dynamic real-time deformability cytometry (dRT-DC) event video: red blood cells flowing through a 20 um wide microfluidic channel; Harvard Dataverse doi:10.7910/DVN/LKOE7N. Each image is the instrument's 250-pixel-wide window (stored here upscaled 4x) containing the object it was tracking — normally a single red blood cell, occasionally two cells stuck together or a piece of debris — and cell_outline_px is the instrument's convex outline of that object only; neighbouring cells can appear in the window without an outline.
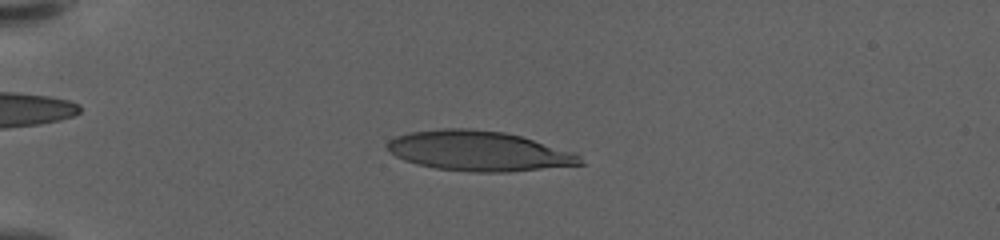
{"species": "human", "species_latin": "Homo sapiens", "temperature_condition": "warm", "stored_images_in_passage": 46, "camera_frame_rate_fps": 3000, "um_per_image_px": 0.085, "donor": {"sex": "female"}, "frame": {"image": 1, "passage_image": 4, "time_ms": 1.0, "image_size_px": [1000, 240], "cell_outline_px": [[584, 164], [508, 172], [472, 172], [436, 168], [404, 160], [388, 152], [384, 144], [388, 140], [396, 136], [412, 132], [444, 128], [468, 128], [504, 132], [520, 136], [572, 152], [580, 156]], "centroid_in_image_um": [40.64, 12.83], "position_along_channel_um": 44.4, "area_um2": 44.68}}
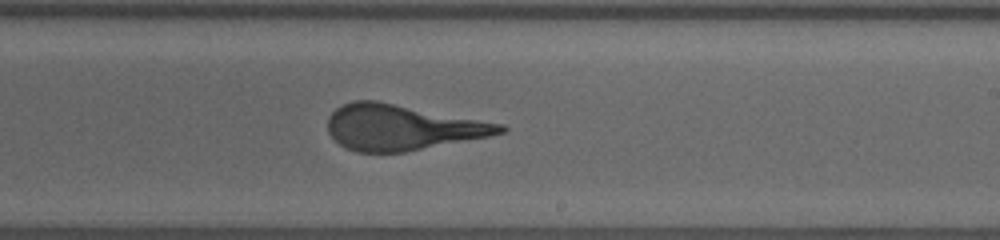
{"frame": {"image": 2, "passage_image": 25, "time_ms": 8.0, "image_size_px": [1000, 240], "cell_outline_px": [[508, 128], [504, 132], [488, 136], [404, 152], [356, 152], [344, 148], [328, 132], [328, 116], [336, 108], [352, 100], [376, 100], [504, 124]], "centroid_in_image_um": [34.14, 10.82], "position_along_channel_um": 254.9, "area_um2": 45.49}}
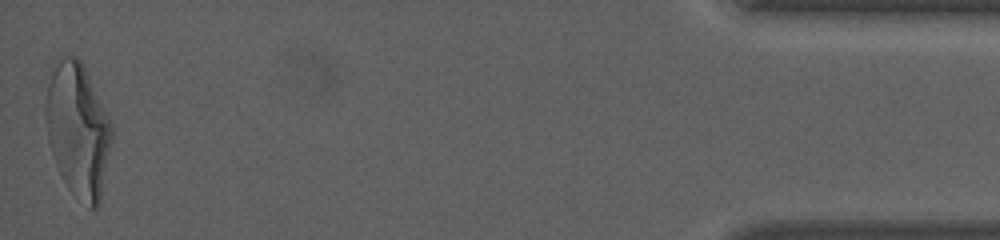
{"frame": {"image": 3, "passage_image": 46, "time_ms": 15.0, "image_size_px": [1000, 240], "cell_outline_px": [[112, 140], [100, 204], [96, 208], [88, 208], [68, 188], [56, 164], [48, 140], [44, 112], [44, 104], [52, 60], [64, 56], [76, 56], [80, 60], [112, 120]], "centroid_in_image_um": [6.61, 11.0], "position_along_channel_um": 428.6, "area_um2": 52.08}, "authors_computed_cell_mechanics": {"area_um2": 46.0377, "velocity_mm_per_s": 3.6103, "shape_relaxation_time_tau1_ms": 6.2969, "shape_relaxation_time_tau2_ms": 0.8461, "deformation_change_tau1": 0.3, "deformation_change_tau2": 0.1233}}